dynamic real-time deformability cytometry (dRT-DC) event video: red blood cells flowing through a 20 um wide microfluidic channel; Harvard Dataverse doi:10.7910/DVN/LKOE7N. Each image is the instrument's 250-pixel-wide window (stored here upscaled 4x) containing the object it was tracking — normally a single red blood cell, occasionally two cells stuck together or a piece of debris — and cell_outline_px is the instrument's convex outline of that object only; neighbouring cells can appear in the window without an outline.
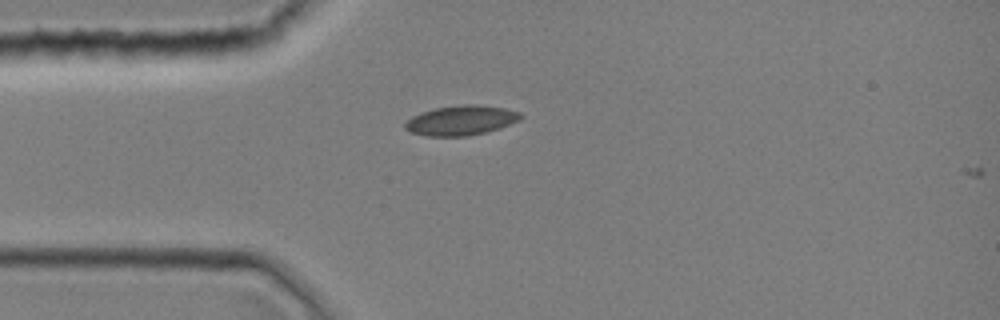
{"species": "common noctule bat (a hibernating species)", "species_latin": "Nyctalus noctula", "temperature_condition": "room temperature", "stored_images_in_passage": 1, "camera_frame_rate_fps": 3000, "um_per_image_px": 0.085, "animal": {"sex": "female", "body_mass_g": 19.0, "forearm_length_mm": 51.5}, "frame": {"image": 1, "passage_image": 1, "time_ms": 0.0, "image_size_px": [1000, 320], "cell_outline_px": [[524, 116], [520, 120], [500, 128], [468, 136], [428, 136], [412, 132], [404, 128], [404, 124], [412, 116], [420, 112], [436, 108], [464, 104], [476, 104], [504, 108], [520, 112]], "centroid_in_image_um": [39.21, 10.22], "position_along_channel_um": 45.8, "area_um2": 20.0}}